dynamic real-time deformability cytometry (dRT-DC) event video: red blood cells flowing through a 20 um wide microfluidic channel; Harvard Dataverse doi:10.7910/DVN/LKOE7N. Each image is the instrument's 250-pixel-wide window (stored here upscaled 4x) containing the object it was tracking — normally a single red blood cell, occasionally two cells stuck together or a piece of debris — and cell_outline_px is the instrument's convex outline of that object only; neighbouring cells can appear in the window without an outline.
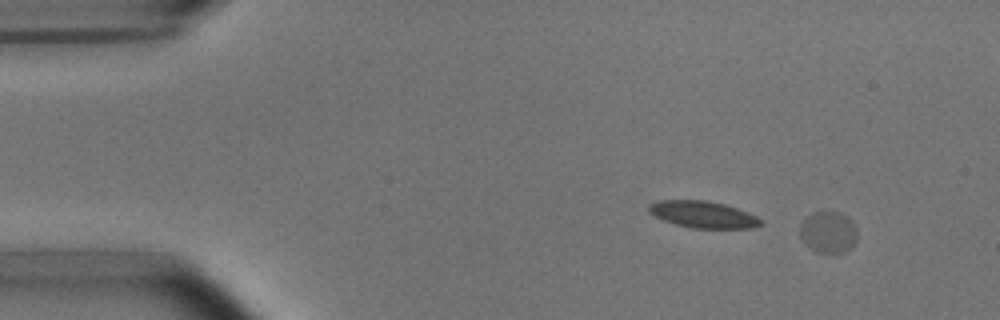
{"species": "common noctule bat (a hibernating species)", "species_latin": "Nyctalus noctula", "temperature_condition": "room temperature", "stored_images_in_passage": 7, "camera_frame_rate_fps": 3000, "um_per_image_px": 0.085, "animal": {"sex": "male", "body_mass_g": 15.6}, "frame": {"image": 1, "passage_image": 1, "time_ms": 0.0, "image_size_px": [1000, 320], "cell_outline_px": [[856, 240], [844, 252], [816, 252], [804, 244], [800, 236], [800, 224], [808, 216], [816, 212], [840, 212], [848, 216], [852, 220], [856, 228]], "centroid_in_image_um": [70.39, 19.72], "position_along_channel_um": 14.6, "area_um2": 13.76}}
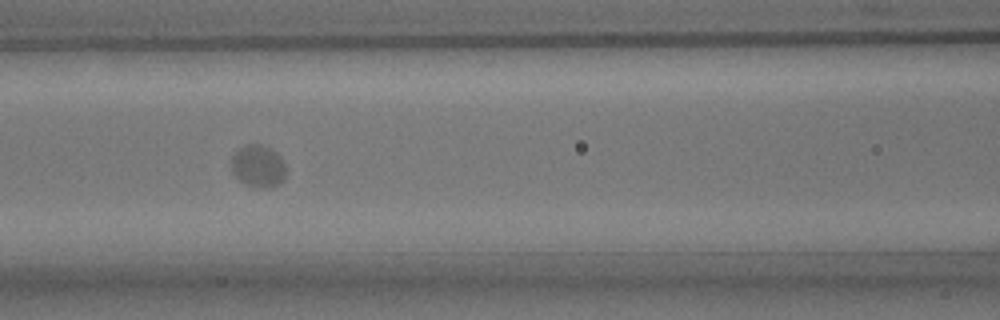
{"frame": {"image": 2, "passage_image": 6, "time_ms": 6.333, "image_size_px": [1000, 320], "cell_outline_px": [[284, 180], [268, 188], [264, 188], [248, 184], [240, 180], [232, 172], [232, 156], [244, 144], [260, 144], [276, 152], [280, 156], [284, 164]], "centroid_in_image_um": [21.93, 14.1], "position_along_channel_um": 144.7, "area_um2": 13.06}}
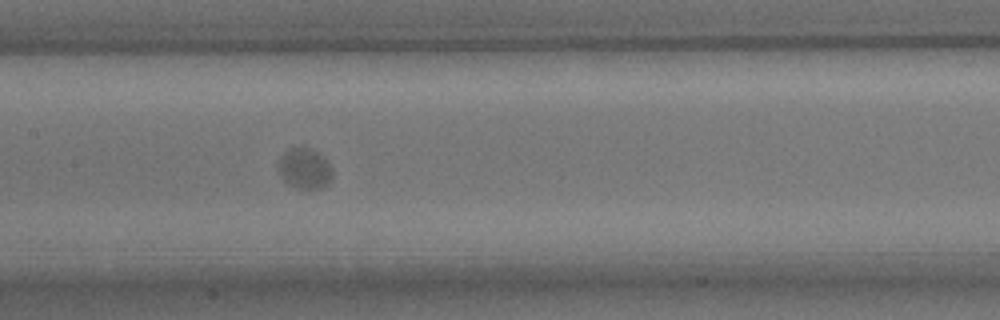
{"frame": {"image": 3, "passage_image": 7, "time_ms": 7.333, "image_size_px": [1000, 320], "cell_outline_px": [[332, 180], [324, 188], [296, 188], [288, 184], [284, 180], [280, 172], [280, 156], [284, 152], [300, 144], [324, 156], [332, 172]], "centroid_in_image_um": [25.92, 14.31], "position_along_channel_um": 181.5, "area_um2": 12.72}}